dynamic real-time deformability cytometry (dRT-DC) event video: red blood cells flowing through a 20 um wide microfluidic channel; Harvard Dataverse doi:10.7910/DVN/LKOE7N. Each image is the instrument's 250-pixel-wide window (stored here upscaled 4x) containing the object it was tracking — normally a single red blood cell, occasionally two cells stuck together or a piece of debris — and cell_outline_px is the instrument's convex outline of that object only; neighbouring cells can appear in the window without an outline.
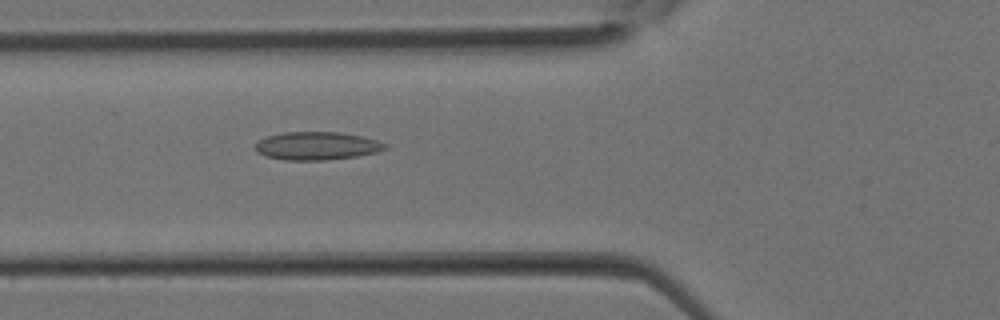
{"species": "Egyptian fruit bat (a non-hibernating species)", "species_latin": "Rousettus aegyptiacus", "temperature_condition": "room temperature", "stored_images_in_passage": 5, "camera_frame_rate_fps": 3000, "um_per_image_px": 0.085, "animal": {"sex": "female"}, "frame": {"image": 1, "passage_image": 5, "time_ms": 1.333, "image_size_px": [1000, 320], "cell_outline_px": [[388, 148], [376, 152], [356, 156], [328, 160], [284, 160], [264, 156], [256, 152], [256, 140], [268, 136], [284, 132], [340, 132], [360, 136], [376, 140], [388, 144]], "centroid_in_image_um": [26.91, 12.4], "position_along_channel_um": 98.9, "area_um2": 21.33}}